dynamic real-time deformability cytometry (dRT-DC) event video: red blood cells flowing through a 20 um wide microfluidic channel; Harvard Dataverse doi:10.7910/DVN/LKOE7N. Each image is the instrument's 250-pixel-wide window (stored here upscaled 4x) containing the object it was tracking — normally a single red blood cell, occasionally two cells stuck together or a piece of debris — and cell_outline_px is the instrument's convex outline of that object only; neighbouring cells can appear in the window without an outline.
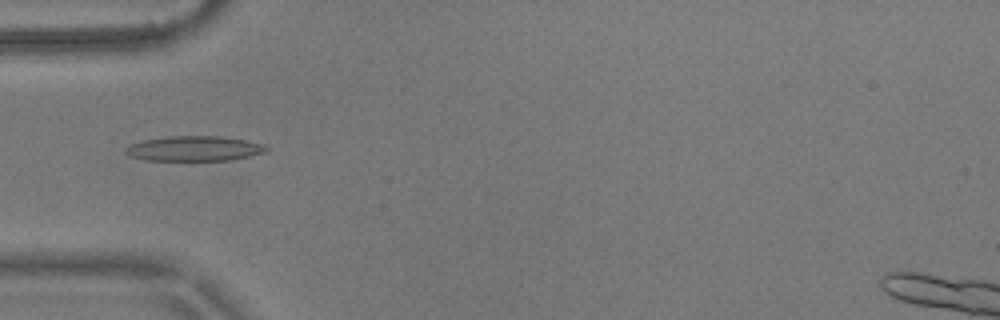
{"species": "common noctule bat (a hibernating species)", "species_latin": "Nyctalus noctula", "temperature_condition": "warm", "stored_images_in_passage": 6, "camera_frame_rate_fps": 3000, "um_per_image_px": 0.085, "animal": {"sex": "male", "body_mass_g": 17.9}, "frame": {"image": 1, "passage_image": 5, "time_ms": 1.333, "image_size_px": [1000, 320], "cell_outline_px": [[268, 148], [264, 152], [248, 156], [228, 160], [144, 160], [132, 156], [124, 152], [124, 148], [132, 144], [144, 140], [168, 136], [220, 136], [244, 140], [264, 144]], "centroid_in_image_um": [16.49, 12.62], "position_along_channel_um": 68.5, "area_um2": 20.23}}